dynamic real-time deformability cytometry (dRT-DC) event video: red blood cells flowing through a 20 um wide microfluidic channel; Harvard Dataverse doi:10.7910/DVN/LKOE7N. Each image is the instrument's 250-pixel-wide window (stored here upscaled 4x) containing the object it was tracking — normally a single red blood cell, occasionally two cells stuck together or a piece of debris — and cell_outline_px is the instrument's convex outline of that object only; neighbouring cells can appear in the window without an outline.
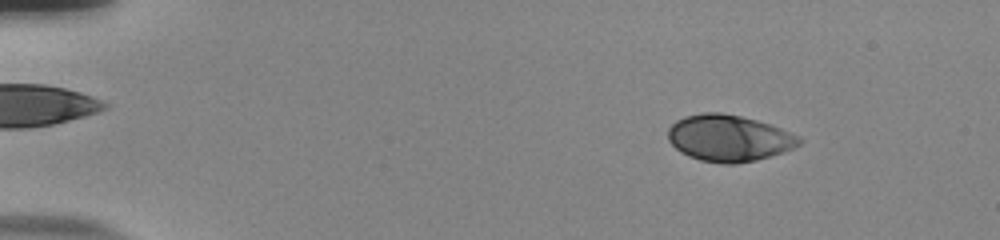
{"species": "human", "species_latin": "Homo sapiens", "temperature_condition": "room temperature", "stored_images_in_passage": 53, "camera_frame_rate_fps": 3000, "um_per_image_px": 0.085, "donor": {"sex": "male"}, "frame": {"image": 1, "passage_image": 7, "time_ms": 2.0, "image_size_px": [1000, 240], "cell_outline_px": [[804, 140], [800, 144], [792, 148], [756, 160], [736, 164], [724, 164], [700, 160], [688, 156], [680, 152], [668, 140], [668, 128], [676, 120], [684, 116], [704, 112], [720, 112], [740, 116], [756, 120], [780, 128], [800, 136]], "centroid_in_image_um": [61.93, 11.74], "position_along_channel_um": 23.1, "area_um2": 35.49}}
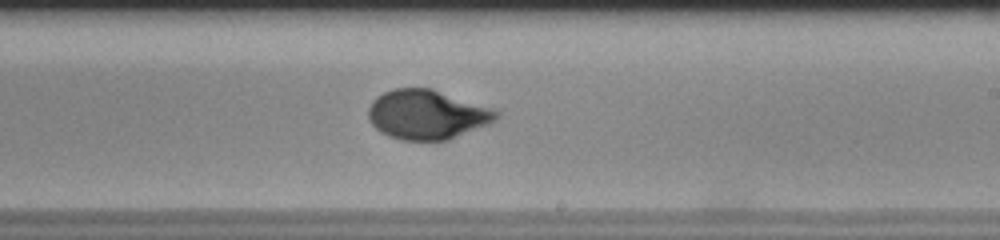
{"frame": {"image": 2, "passage_image": 33, "time_ms": 10.667, "image_size_px": [1000, 240], "cell_outline_px": [[500, 116], [496, 120], [488, 124], [448, 140], [400, 140], [388, 136], [380, 132], [372, 124], [368, 116], [368, 108], [372, 100], [376, 96], [392, 88], [432, 88], [492, 108], [500, 112]], "centroid_in_image_um": [36.28, 9.73], "position_along_channel_um": 252.7, "area_um2": 36.99}}
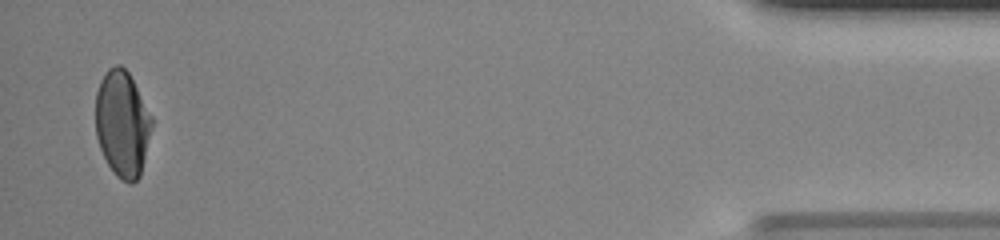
{"frame": {"image": 3, "passage_image": 52, "time_ms": 17.0, "image_size_px": [1000, 240], "cell_outline_px": [[152, 128], [140, 176], [132, 184], [120, 180], [116, 176], [108, 164], [100, 148], [96, 136], [96, 92], [100, 80], [108, 68], [116, 64], [120, 64], [128, 72], [152, 116]], "centroid_in_image_um": [10.39, 10.52], "position_along_channel_um": 424.8, "area_um2": 34.8}, "authors_computed_cell_mechanics": {"area_um2": 35.7204, "velocity_mm_per_s": 3.8728, "shape_relaxation_time_tau1_ms": 7.1531, "shape_relaxation_time_tau2_ms": null, "deformation_change_tau1": 0.2388, "deformation_change_tau2": null}}